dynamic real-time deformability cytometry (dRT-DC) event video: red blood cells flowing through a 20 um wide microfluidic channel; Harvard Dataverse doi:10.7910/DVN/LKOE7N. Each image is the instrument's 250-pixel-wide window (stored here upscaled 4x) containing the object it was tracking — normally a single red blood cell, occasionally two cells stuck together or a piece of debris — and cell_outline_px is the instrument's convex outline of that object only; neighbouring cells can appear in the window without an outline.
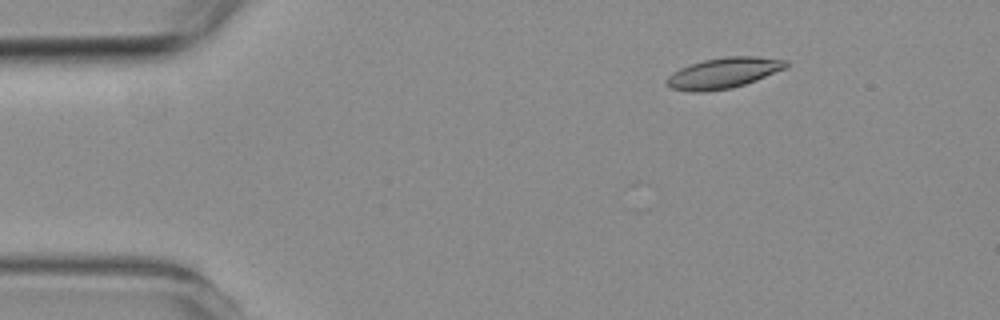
{"species": "common noctule bat (a hibernating species)", "species_latin": "Nyctalus noctula", "temperature_condition": "room temperature", "stored_images_in_passage": 5, "camera_frame_rate_fps": 3000, "um_per_image_px": 0.085, "animal": {"sex": "female", "body_mass_g": 19.3, "forearm_length_mm": 54.1}, "frame": {"image": 1, "passage_image": 2, "time_ms": 1.0, "image_size_px": [1000, 320], "cell_outline_px": [[788, 64], [784, 68], [756, 80], [732, 88], [704, 92], [692, 92], [672, 88], [664, 84], [664, 80], [672, 72], [680, 68], [704, 60], [724, 56], [756, 56], [788, 60]], "centroid_in_image_um": [61.45, 6.2], "position_along_channel_um": 23.5, "area_um2": 21.33}}
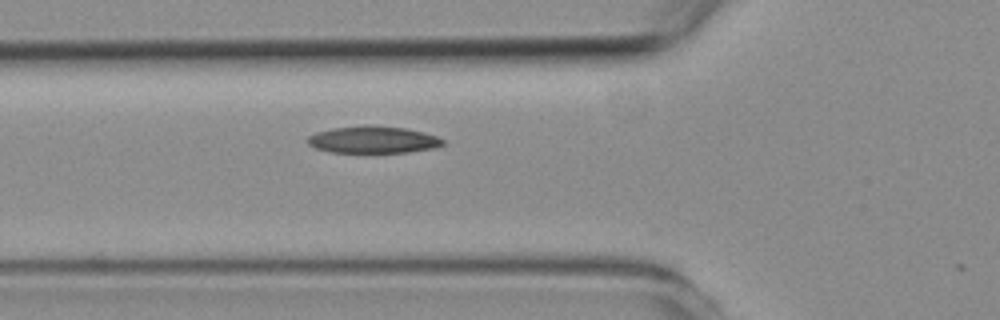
{"frame": {"image": 2, "passage_image": 5, "time_ms": 4.667, "image_size_px": [1000, 320], "cell_outline_px": [[444, 144], [432, 148], [408, 152], [328, 152], [316, 148], [308, 144], [308, 136], [316, 132], [332, 128], [368, 124], [404, 128], [424, 132], [436, 136], [444, 140]], "centroid_in_image_um": [31.69, 11.86], "position_along_channel_um": 94.1, "area_um2": 21.27}}